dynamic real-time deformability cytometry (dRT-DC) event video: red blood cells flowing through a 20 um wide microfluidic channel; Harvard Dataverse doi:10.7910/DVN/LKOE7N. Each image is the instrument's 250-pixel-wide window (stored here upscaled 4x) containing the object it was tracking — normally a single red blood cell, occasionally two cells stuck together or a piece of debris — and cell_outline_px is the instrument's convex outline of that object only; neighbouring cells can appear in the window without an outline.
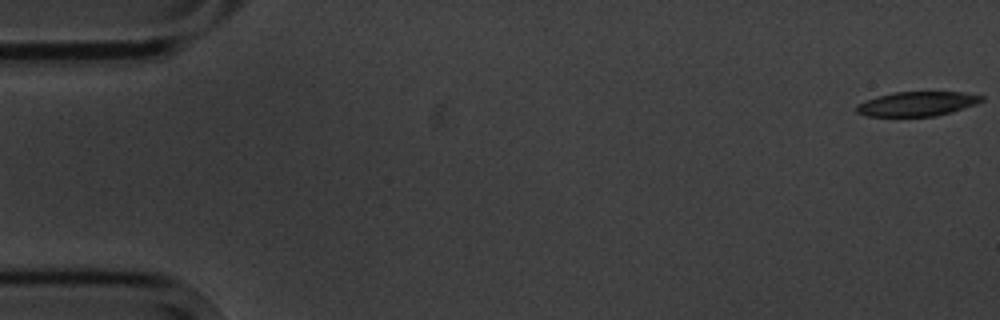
{"species": "common noctule bat (a hibernating species)", "species_latin": "Nyctalus noctula", "temperature_condition": "cold", "stored_images_in_passage": 7, "camera_frame_rate_fps": 3000, "um_per_image_px": 0.085, "animal": {"sex": "male", "body_mass_g": 20.1, "forearm_length_mm": 53.5}, "frame": {"image": 1, "passage_image": 1, "time_ms": 0.0, "image_size_px": [1000, 320], "cell_outline_px": [[984, 100], [976, 104], [952, 112], [936, 116], [868, 116], [856, 112], [856, 104], [892, 92], [964, 92], [984, 96]], "centroid_in_image_um": [77.99, 8.82], "position_along_channel_um": 7.0, "area_um2": 17.74}}
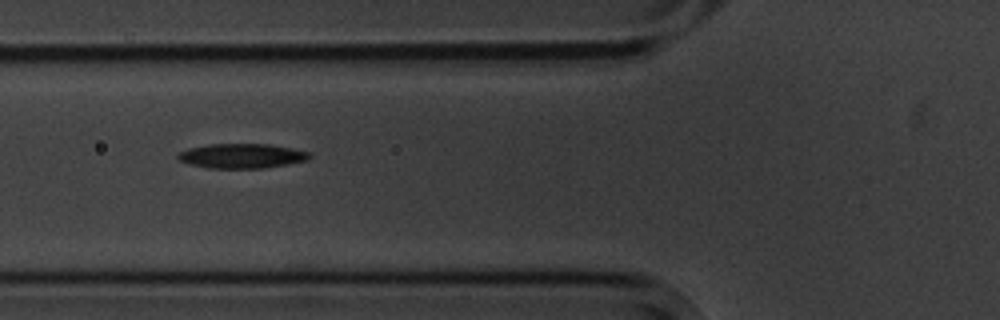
{"frame": {"image": 2, "passage_image": 6, "time_ms": 6.667, "image_size_px": [1000, 320], "cell_outline_px": [[312, 156], [308, 160], [288, 164], [264, 168], [208, 168], [192, 164], [180, 160], [176, 156], [180, 152], [188, 148], [208, 144], [268, 144], [292, 148], [312, 152]], "centroid_in_image_um": [20.61, 13.25], "position_along_channel_um": 105.2, "area_um2": 18.9}}
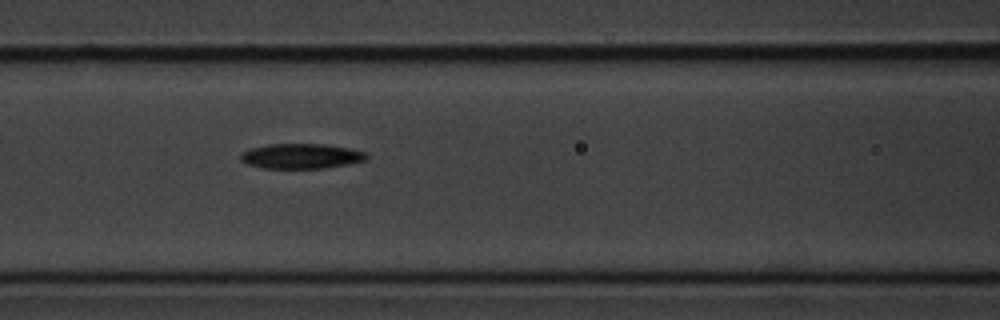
{"frame": {"image": 3, "passage_image": 7, "time_ms": 7.667, "image_size_px": [1000, 320], "cell_outline_px": [[368, 160], [348, 164], [324, 168], [264, 168], [248, 164], [240, 160], [240, 152], [248, 148], [268, 144], [324, 144], [348, 148], [368, 152]], "centroid_in_image_um": [25.6, 13.26], "position_along_channel_um": 141.0, "area_um2": 18.55}}